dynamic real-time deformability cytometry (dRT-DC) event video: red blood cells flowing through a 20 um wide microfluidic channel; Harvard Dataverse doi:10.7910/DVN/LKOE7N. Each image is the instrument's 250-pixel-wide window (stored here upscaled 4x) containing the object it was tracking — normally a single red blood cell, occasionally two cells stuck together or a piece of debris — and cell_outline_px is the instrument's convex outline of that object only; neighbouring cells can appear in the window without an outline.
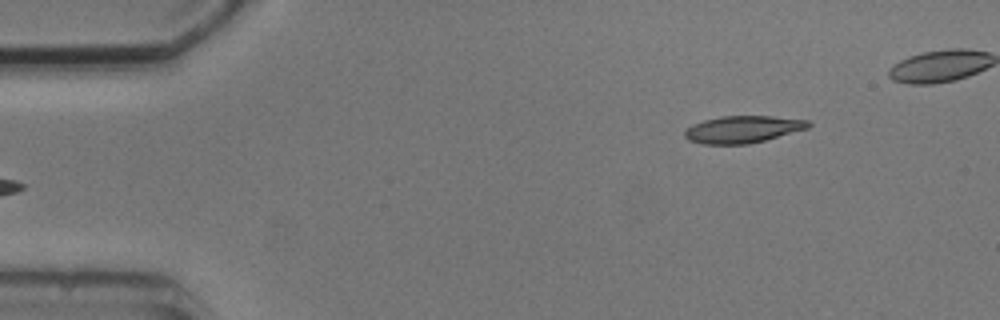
{"species": "common noctule bat (a hibernating species)", "species_latin": "Nyctalus noctula", "temperature_condition": "cold", "stored_images_in_passage": 6, "segment_of_instrument_passage": [2, 2], "camera_frame_rate_fps": 3000, "um_per_image_px": 0.085, "animal": {"sex": "male", "body_mass_g": 20.5, "forearm_length_mm": 52.5}, "frame": {"image": 1, "passage_image": 6, "time_ms": 5.667, "image_size_px": [1000, 320], "cell_outline_px": [[812, 124], [808, 128], [764, 140], [748, 144], [704, 144], [688, 140], [684, 136], [684, 132], [692, 124], [704, 120], [720, 116], [772, 116], [808, 120]], "centroid_in_image_um": [63.12, 10.99], "position_along_channel_um": 21.9, "area_um2": 19.42}}